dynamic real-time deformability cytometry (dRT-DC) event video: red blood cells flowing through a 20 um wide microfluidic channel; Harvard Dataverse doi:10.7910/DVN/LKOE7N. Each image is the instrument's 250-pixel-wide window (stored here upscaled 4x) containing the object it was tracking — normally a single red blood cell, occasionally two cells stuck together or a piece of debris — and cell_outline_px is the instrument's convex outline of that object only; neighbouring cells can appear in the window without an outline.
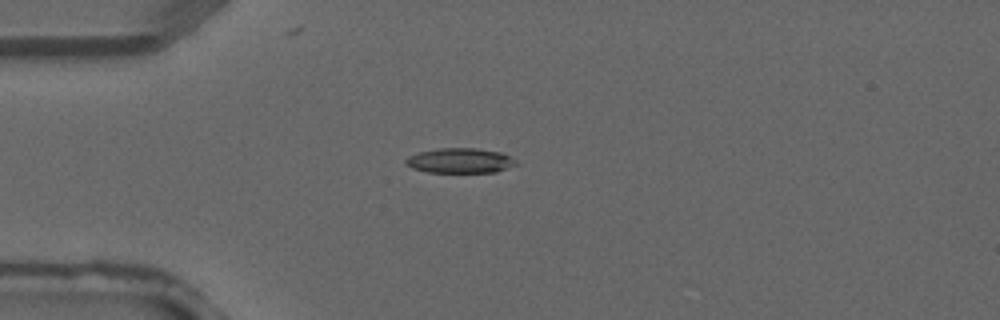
{"species": "common noctule bat (a hibernating species)", "species_latin": "Nyctalus noctula", "temperature_condition": "warm", "stored_images_in_passage": 3, "camera_frame_rate_fps": 3000, "um_per_image_px": 0.085, "animal": {"sex": "male", "forearm_length_mm": 52.5}, "frame": {"image": 1, "passage_image": 3, "time_ms": 0.667, "image_size_px": [1000, 320], "cell_outline_px": [[520, 164], [496, 172], [428, 172], [412, 168], [404, 164], [404, 160], [408, 156], [420, 152], [440, 148], [476, 148], [500, 152], [516, 160]], "centroid_in_image_um": [39.11, 13.66], "position_along_channel_um": 45.9, "area_um2": 16.07}}